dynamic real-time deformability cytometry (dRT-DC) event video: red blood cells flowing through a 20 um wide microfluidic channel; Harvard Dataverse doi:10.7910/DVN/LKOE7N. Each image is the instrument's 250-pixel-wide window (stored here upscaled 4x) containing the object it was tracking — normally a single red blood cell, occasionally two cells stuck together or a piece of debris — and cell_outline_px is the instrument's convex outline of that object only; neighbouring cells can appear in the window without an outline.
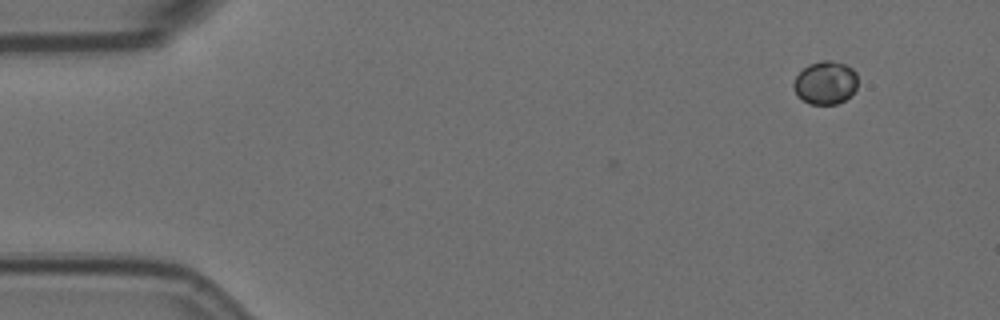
{"species": "Egyptian fruit bat (a non-hibernating species)", "species_latin": "Rousettus aegyptiacus", "temperature_condition": "room temperature", "stored_images_in_passage": 4, "camera_frame_rate_fps": 3000, "um_per_image_px": 0.085, "animal": {"sex": "female"}, "frame": {"image": 1, "passage_image": 1, "time_ms": 0.0, "image_size_px": [1000, 320], "cell_outline_px": [[856, 88], [844, 100], [836, 104], [808, 104], [796, 96], [792, 88], [792, 84], [796, 76], [808, 64], [820, 60], [832, 60], [844, 64], [852, 68], [856, 72]], "centroid_in_image_um": [70.11, 7.03], "position_along_channel_um": 14.9, "area_um2": 16.24}}